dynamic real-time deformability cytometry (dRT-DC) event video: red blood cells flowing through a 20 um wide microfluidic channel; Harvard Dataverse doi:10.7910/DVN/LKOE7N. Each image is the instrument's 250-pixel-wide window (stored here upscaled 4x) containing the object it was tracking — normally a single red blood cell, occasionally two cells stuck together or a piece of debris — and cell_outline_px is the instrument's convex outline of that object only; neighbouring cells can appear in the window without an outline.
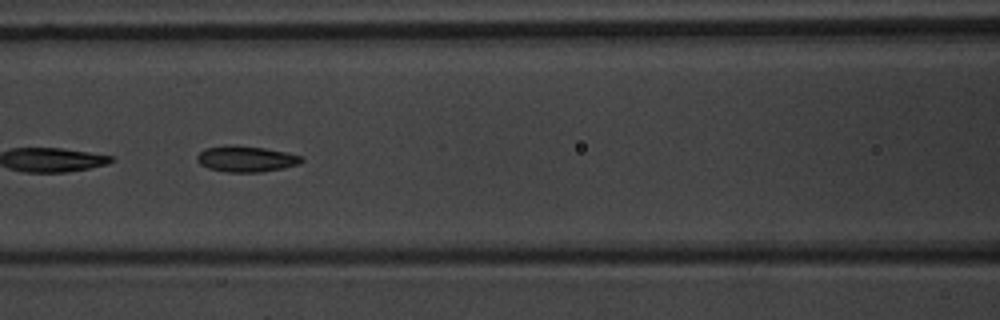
{"species": "common noctule bat (a hibernating species)", "species_latin": "Nyctalus noctula", "temperature_condition": "warm", "stored_images_in_passage": 10, "camera_frame_rate_fps": 3000, "um_per_image_px": 0.085, "animal": {"sex": "male", "body_mass_g": 20.1, "forearm_length_mm": 53.5}, "frame": {"image": 1, "passage_image": 6, "time_ms": 7.0, "image_size_px": [1000, 320], "cell_outline_px": [[304, 160], [300, 164], [284, 168], [260, 172], [228, 172], [208, 168], [200, 164], [196, 160], [196, 156], [204, 148], [232, 144], [264, 148], [304, 156]], "centroid_in_image_um": [20.92, 13.5], "position_along_channel_um": 145.7, "area_um2": 15.95}}
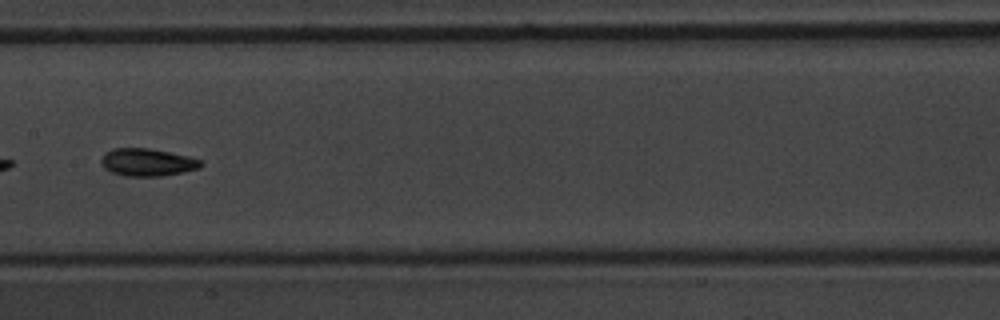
{"frame": {"image": 2, "passage_image": 7, "time_ms": 8.333, "image_size_px": [1000, 320], "cell_outline_px": [[204, 164], [200, 168], [184, 172], [160, 176], [124, 176], [112, 172], [104, 168], [100, 160], [112, 148], [148, 148], [188, 156], [200, 160]], "centroid_in_image_um": [12.54, 13.8], "position_along_channel_um": 194.9, "area_um2": 15.9}}